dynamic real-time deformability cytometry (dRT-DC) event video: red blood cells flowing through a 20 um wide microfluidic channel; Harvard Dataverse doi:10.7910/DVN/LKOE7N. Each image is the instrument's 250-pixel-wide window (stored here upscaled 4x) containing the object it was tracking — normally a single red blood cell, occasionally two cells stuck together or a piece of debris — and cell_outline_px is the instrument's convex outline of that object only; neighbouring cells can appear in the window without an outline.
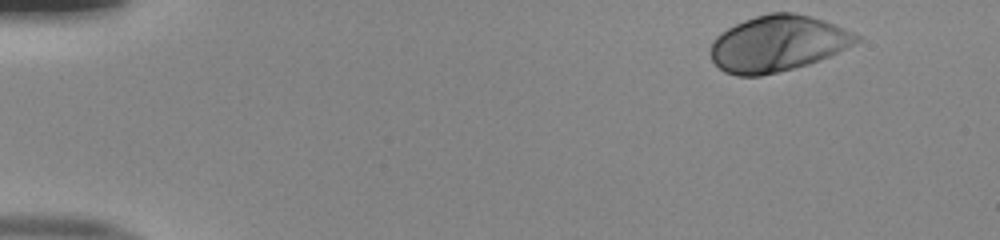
{"species": "human", "species_latin": "Homo sapiens", "temperature_condition": "room temperature", "stored_images_in_passage": 40, "camera_frame_rate_fps": 3000, "um_per_image_px": 0.085, "donor": {"sex": "male"}, "frame": {"image": 1, "passage_image": 1, "time_ms": 0.0, "image_size_px": [1000, 240], "cell_outline_px": [[860, 40], [820, 60], [808, 64], [760, 76], [736, 76], [724, 72], [712, 60], [708, 52], [716, 36], [728, 28], [744, 20], [768, 12], [792, 12], [808, 16], [844, 28], [860, 36]], "centroid_in_image_um": [66.04, 3.71], "position_along_channel_um": 19.0, "area_um2": 47.05}}
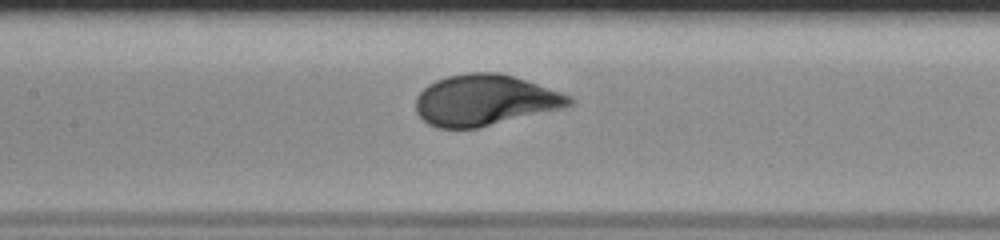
{"frame": {"image": 2, "passage_image": 21, "time_ms": 6.667, "image_size_px": [1000, 240], "cell_outline_px": [[576, 100], [572, 104], [564, 108], [476, 128], [436, 128], [428, 124], [416, 112], [416, 96], [428, 84], [436, 80], [448, 76], [468, 72], [500, 72], [572, 96]], "centroid_in_image_um": [41.2, 8.52], "position_along_channel_um": 166.2, "area_um2": 45.43}}
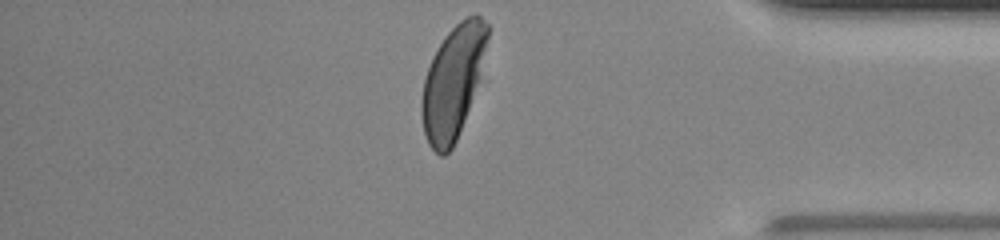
{"frame": {"image": 3, "passage_image": 40, "time_ms": 13.0, "image_size_px": [1000, 240], "cell_outline_px": [[488, 36], [480, 80], [456, 140], [452, 148], [444, 156], [440, 156], [428, 144], [424, 132], [420, 112], [420, 104], [424, 80], [428, 68], [444, 36], [460, 20], [468, 16], [480, 16], [488, 24]], "centroid_in_image_um": [38.49, 7.0], "position_along_channel_um": 396.7, "area_um2": 42.77}, "authors_computed_cell_mechanics": {"area_um2": 45.8932, "velocity_mm_per_s": 3.9912, "shape_relaxation_time_tau1_ms": 2.3845, "shape_relaxation_time_tau2_ms": null, "deformation_change_tau1": 0.1588, "deformation_change_tau2": null}}